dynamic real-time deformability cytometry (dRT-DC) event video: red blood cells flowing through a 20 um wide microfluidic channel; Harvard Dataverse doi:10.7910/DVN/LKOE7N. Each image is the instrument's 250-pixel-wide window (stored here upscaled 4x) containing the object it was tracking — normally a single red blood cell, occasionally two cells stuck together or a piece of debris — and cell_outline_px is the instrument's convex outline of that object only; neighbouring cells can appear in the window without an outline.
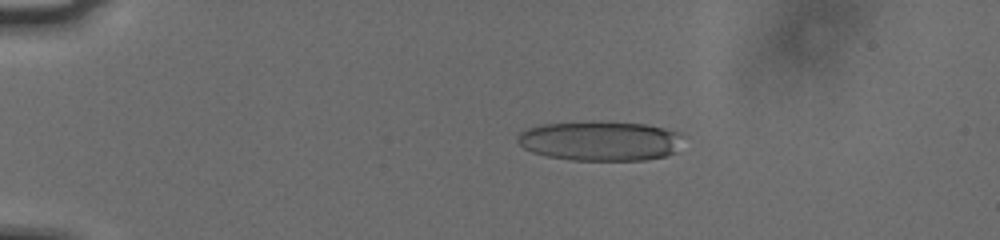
{"species": "human", "species_latin": "Homo sapiens", "temperature_condition": "cold", "stored_images_in_passage": 46, "camera_frame_rate_fps": 3000, "um_per_image_px": 0.085, "donor": {"sex": "male"}, "frame": {"image": 1, "passage_image": 3, "time_ms": 0.667, "image_size_px": [1000, 240], "cell_outline_px": [[684, 136], [676, 152], [668, 156], [644, 160], [572, 160], [548, 156], [532, 152], [524, 148], [516, 140], [516, 136], [520, 132], [528, 128], [540, 124], [592, 120], [648, 124], [680, 132]], "centroid_in_image_um": [51.04, 11.96], "position_along_channel_um": 34.0, "area_um2": 39.07}}
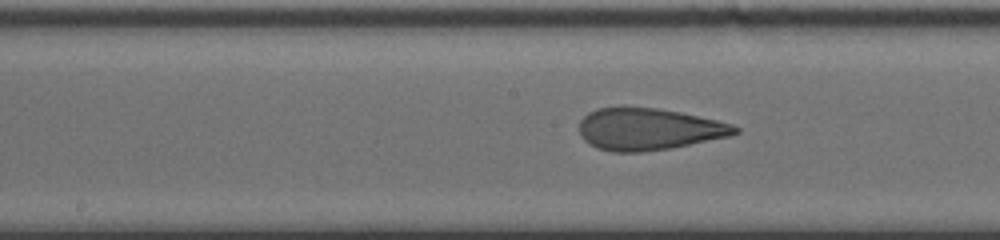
{"frame": {"image": 2, "passage_image": 21, "time_ms": 6.667, "image_size_px": [1000, 240], "cell_outline_px": [[740, 132], [728, 136], [668, 148], [640, 152], [612, 152], [596, 148], [588, 144], [584, 140], [580, 132], [580, 120], [588, 112], [596, 108], [624, 104], [656, 108], [680, 112], [716, 120], [732, 124], [740, 128]], "centroid_in_image_um": [55.06, 10.94], "position_along_channel_um": 193.1, "area_um2": 38.44}}
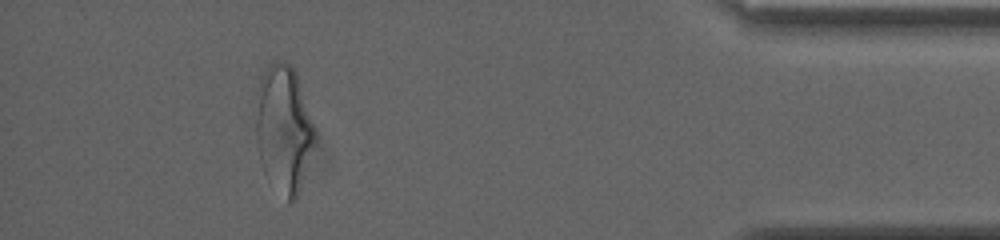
{"frame": {"image": 3, "passage_image": 42, "time_ms": 13.667, "image_size_px": [1000, 240], "cell_outline_px": [[316, 140], [296, 196], [292, 204], [288, 204], [264, 172], [260, 160], [256, 140], [256, 92], [260, 80], [268, 64], [272, 60], [280, 60], [288, 64], [296, 72], [316, 128]], "centroid_in_image_um": [24.11, 10.92], "position_along_channel_um": 411.1, "area_um2": 43.81}, "authors_computed_cell_mechanics": {"area_um2": 39.0728, "velocity_mm_per_s": 3.7799, "shape_relaxation_time_tau1_ms": 9.138, "shape_relaxation_time_tau2_ms": 1.0756, "deformation_change_tau1": 0.2551, "deformation_change_tau2": 0.0948}}